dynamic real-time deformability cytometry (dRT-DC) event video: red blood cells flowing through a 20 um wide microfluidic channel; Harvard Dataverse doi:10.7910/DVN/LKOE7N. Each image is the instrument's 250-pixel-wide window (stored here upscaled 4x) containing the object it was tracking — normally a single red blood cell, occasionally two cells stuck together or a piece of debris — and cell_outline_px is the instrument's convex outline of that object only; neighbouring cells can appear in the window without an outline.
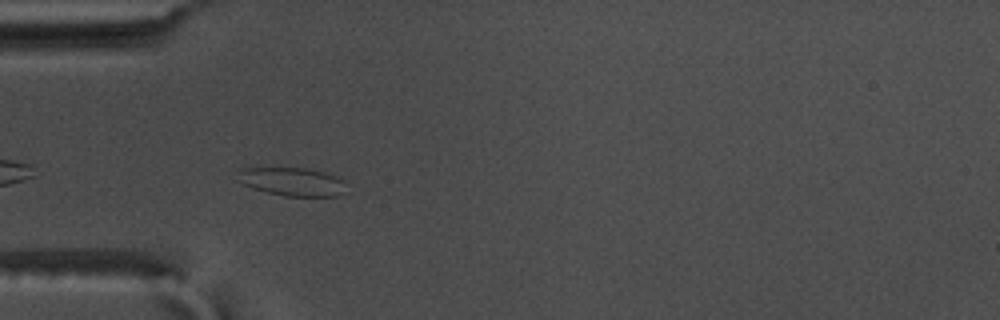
{"species": "common noctule bat (a hibernating species)", "species_latin": "Nyctalus noctula", "temperature_condition": "warm", "stored_images_in_passage": 31, "camera_frame_rate_fps": 3000, "um_per_image_px": 0.085, "animal": {"sex": "male", "body_mass_g": 17.5, "forearm_length_mm": 52.3}, "frame": {"image": 1, "passage_image": 3, "time_ms": 0.667, "image_size_px": [1000, 320], "cell_outline_px": [[344, 180], [340, 192], [336, 196], [284, 196], [252, 188], [236, 180], [236, 172], [240, 168], [308, 168], [324, 172], [336, 176]], "centroid_in_image_um": [24.74, 15.42], "position_along_channel_um": 60.3, "area_um2": 17.8}}
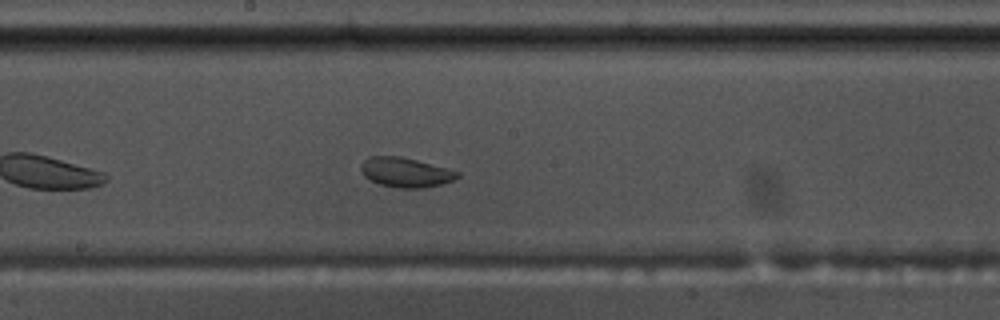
{"frame": {"image": 2, "passage_image": 16, "time_ms": 5.0, "image_size_px": [1000, 320], "cell_outline_px": [[460, 176], [444, 184], [424, 188], [396, 188], [380, 184], [364, 176], [360, 172], [360, 164], [368, 156], [400, 156], [448, 168], [460, 172]], "centroid_in_image_um": [34.47, 14.65], "position_along_channel_um": 213.7, "area_um2": 16.82}}
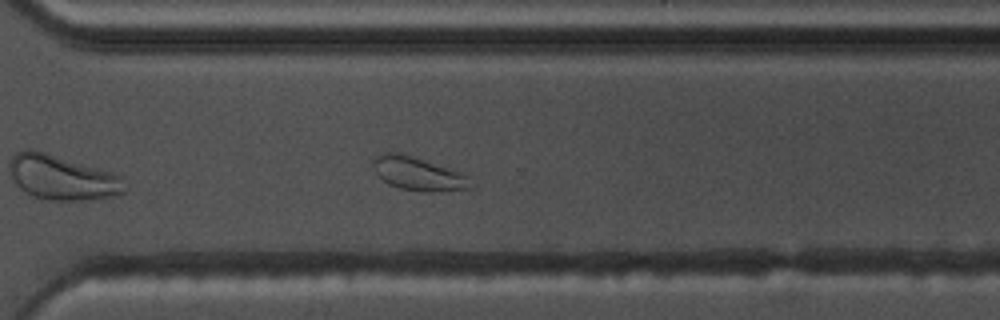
{"frame": {"image": 3, "passage_image": 26, "time_ms": 8.333, "image_size_px": [1000, 320], "cell_outline_px": [[476, 184], [472, 188], [440, 192], [424, 192], [400, 188], [388, 184], [376, 172], [372, 164], [376, 156], [384, 152], [396, 152], [412, 156], [452, 168], [468, 176]], "centroid_in_image_um": [35.63, 14.78], "position_along_channel_um": 335.0, "area_um2": 19.25}, "authors_computed_cell_mechanics": {"area_um2": 16.8776, "velocity_mm_per_s": 3.6348, "shape_relaxation_time_tau1_ms": 4.4229, "shape_relaxation_time_tau2_ms": 1.3153, "deformation_change_tau1": 0.1048, "deformation_change_tau2": 0.0495}}